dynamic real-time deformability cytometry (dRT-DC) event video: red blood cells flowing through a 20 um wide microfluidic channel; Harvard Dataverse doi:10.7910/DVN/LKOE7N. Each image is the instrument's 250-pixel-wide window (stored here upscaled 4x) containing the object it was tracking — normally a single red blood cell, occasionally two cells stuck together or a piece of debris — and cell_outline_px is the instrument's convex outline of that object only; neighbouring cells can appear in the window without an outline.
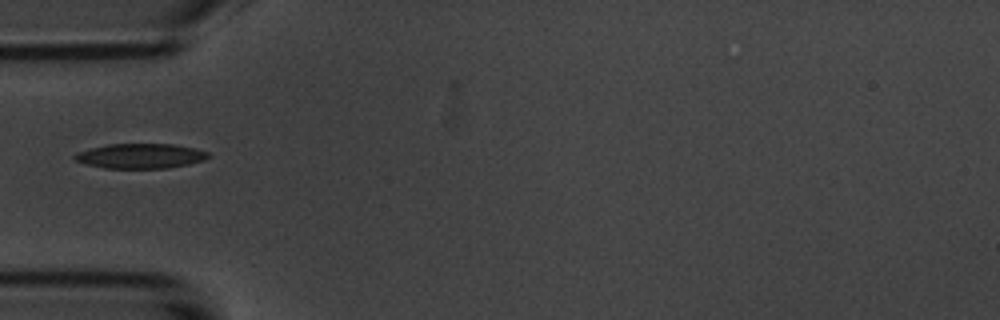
{"species": "common noctule bat (a hibernating species)", "species_latin": "Nyctalus noctula", "temperature_condition": "room temperature", "stored_images_in_passage": 5, "camera_frame_rate_fps": 3000, "um_per_image_px": 0.085, "animal": {"sex": "male", "body_mass_g": 20.1, "forearm_length_mm": 53.5}, "frame": {"image": 1, "passage_image": 5, "time_ms": 4.667, "image_size_px": [1000, 320], "cell_outline_px": [[212, 156], [204, 160], [188, 164], [168, 168], [104, 168], [88, 164], [76, 160], [72, 156], [76, 152], [108, 144], [172, 144], [192, 148], [208, 152]], "centroid_in_image_um": [11.95, 13.26], "position_along_channel_um": 73.1, "area_um2": 19.19}}